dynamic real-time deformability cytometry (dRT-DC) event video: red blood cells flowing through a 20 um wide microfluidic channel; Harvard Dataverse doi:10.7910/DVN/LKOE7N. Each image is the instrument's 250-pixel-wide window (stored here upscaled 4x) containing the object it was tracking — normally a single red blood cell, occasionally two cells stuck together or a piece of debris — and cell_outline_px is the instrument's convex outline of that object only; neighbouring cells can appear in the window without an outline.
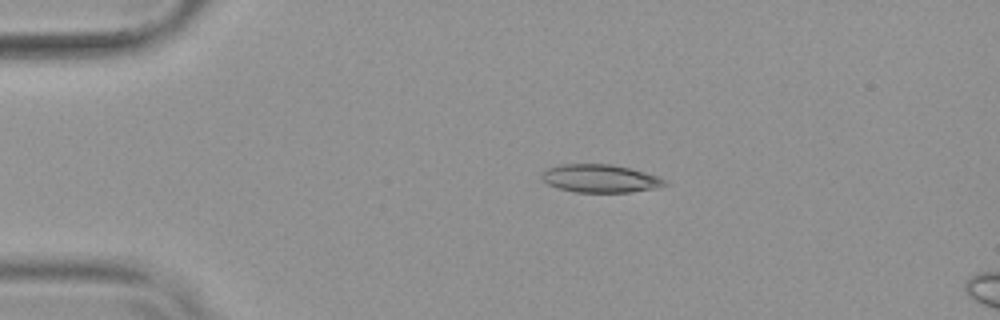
{"species": "common noctule bat (a hibernating species)", "species_latin": "Nyctalus noctula", "temperature_condition": "warm", "stored_images_in_passage": 17, "camera_frame_rate_fps": 3000, "um_per_image_px": 0.085, "animal": {"sex": "female", "body_mass_g": 19.9}, "frame": {"image": 1, "passage_image": 12, "time_ms": 3.667, "image_size_px": [1000, 320], "cell_outline_px": [[668, 184], [660, 188], [632, 192], [576, 192], [556, 188], [548, 184], [540, 176], [540, 172], [544, 168], [560, 164], [612, 164], [660, 176], [668, 180]], "centroid_in_image_um": [51.02, 15.17], "position_along_channel_um": 34.0, "area_um2": 20.52}}